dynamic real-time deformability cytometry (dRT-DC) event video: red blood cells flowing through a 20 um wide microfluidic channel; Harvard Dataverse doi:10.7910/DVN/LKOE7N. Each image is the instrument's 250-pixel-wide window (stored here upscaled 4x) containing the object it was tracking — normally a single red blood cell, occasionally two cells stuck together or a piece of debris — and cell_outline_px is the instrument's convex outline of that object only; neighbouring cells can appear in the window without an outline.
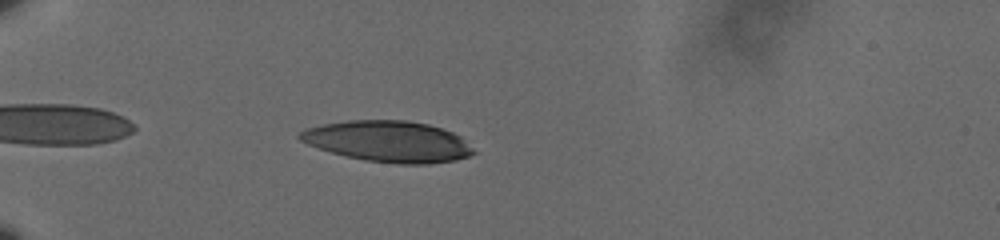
{"species": "human", "species_latin": "Homo sapiens", "temperature_condition": "cold", "stored_images_in_passage": 44, "camera_frame_rate_fps": 3000, "um_per_image_px": 0.085, "donor": {"sex": "male"}, "frame": {"image": 1, "passage_image": 4, "time_ms": 1.0, "image_size_px": [1000, 240], "cell_outline_px": [[476, 152], [468, 156], [456, 160], [428, 164], [400, 164], [368, 160], [348, 156], [332, 152], [308, 144], [300, 140], [296, 136], [304, 128], [324, 124], [348, 120], [404, 120], [428, 124], [452, 132], [460, 136]], "centroid_in_image_um": [33.0, 12.01], "position_along_channel_um": 52.0, "area_um2": 41.21}}
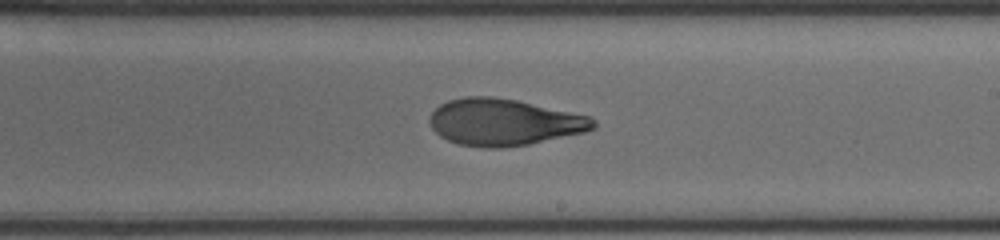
{"frame": {"image": 2, "passage_image": 23, "time_ms": 7.333, "image_size_px": [1000, 240], "cell_outline_px": [[596, 128], [584, 132], [528, 144], [500, 148], [488, 148], [460, 144], [448, 140], [440, 136], [432, 128], [428, 120], [432, 112], [440, 104], [448, 100], [464, 96], [492, 96], [516, 100], [592, 116], [596, 120]], "centroid_in_image_um": [42.84, 10.37], "position_along_channel_um": 246.2, "area_um2": 44.56}}
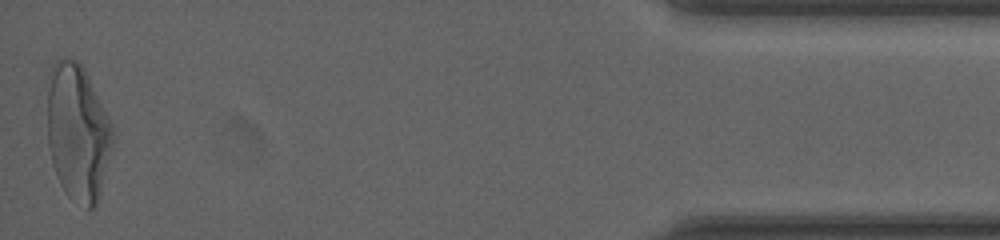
{"frame": {"image": 3, "passage_image": 44, "time_ms": 14.333, "image_size_px": [1000, 240], "cell_outline_px": [[112, 144], [96, 208], [88, 208], [68, 196], [64, 192], [56, 176], [52, 164], [48, 144], [48, 72], [52, 64], [56, 60], [76, 60], [80, 64], [108, 116], [112, 124]], "centroid_in_image_um": [6.57, 11.28], "position_along_channel_um": 428.6, "area_um2": 51.27}, "authors_computed_cell_mechanics": {"area_um2": 44.6216, "velocity_mm_per_s": 3.5987, "shape_relaxation_time_tau1_ms": 5.4866, "shape_relaxation_time_tau2_ms": 2.0821, "deformation_change_tau1": 0.2162, "deformation_change_tau2": 0.09}}